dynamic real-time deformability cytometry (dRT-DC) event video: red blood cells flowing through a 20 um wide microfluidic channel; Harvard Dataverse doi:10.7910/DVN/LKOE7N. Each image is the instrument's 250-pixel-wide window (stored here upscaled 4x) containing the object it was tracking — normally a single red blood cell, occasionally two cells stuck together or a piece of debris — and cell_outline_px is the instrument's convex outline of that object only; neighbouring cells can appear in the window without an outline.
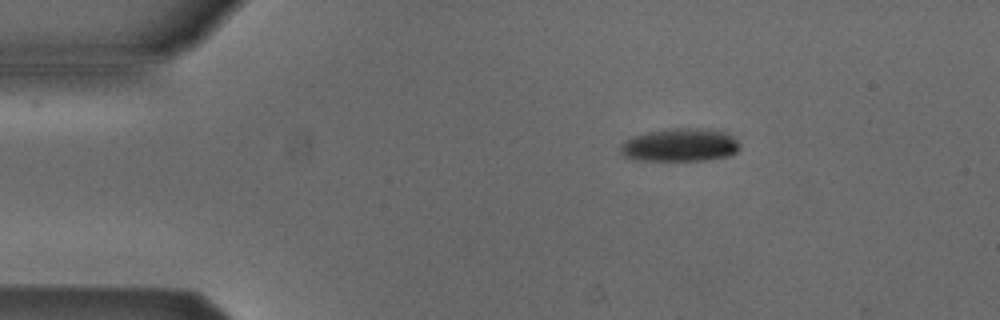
{"species": "Egyptian fruit bat (a non-hibernating species)", "species_latin": "Rousettus aegyptiacus", "temperature_condition": "cold", "stored_images_in_passage": 45, "camera_frame_rate_fps": 3000, "um_per_image_px": 0.085, "animal": {"sex": "male"}, "frame": {"image": 1, "passage_image": 1, "time_ms": 0.0, "image_size_px": [1000, 320], "cell_outline_px": [[740, 148], [732, 156], [708, 160], [636, 160], [624, 156], [620, 152], [620, 144], [632, 136], [648, 132], [676, 128], [712, 128], [724, 132], [732, 136], [740, 144]], "centroid_in_image_um": [57.83, 12.33], "position_along_channel_um": 27.2, "area_um2": 23.24}}
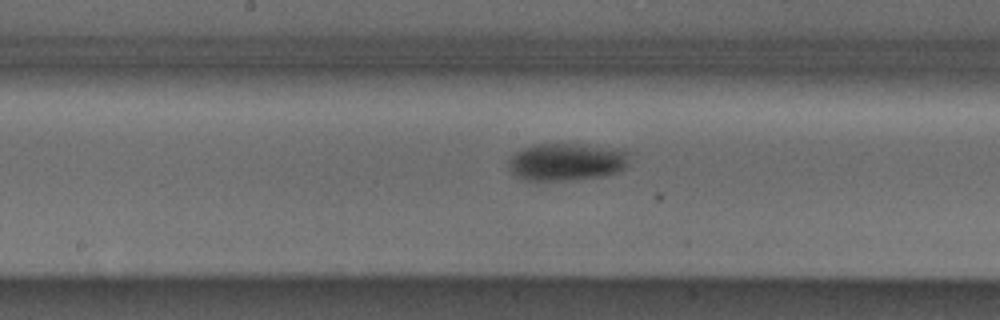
{"frame": {"image": 2, "passage_image": 19, "time_ms": 6.0, "image_size_px": [1000, 320], "cell_outline_px": [[628, 164], [624, 168], [616, 172], [600, 176], [568, 180], [528, 180], [516, 176], [508, 168], [508, 160], [516, 152], [524, 148], [536, 144], [576, 144], [624, 148], [628, 152]], "centroid_in_image_um": [48.18, 13.74], "position_along_channel_um": 200.0, "area_um2": 26.36}}
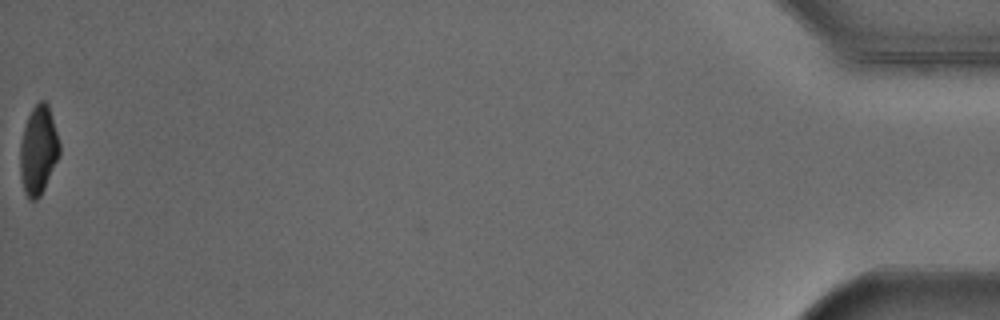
{"frame": {"image": 3, "passage_image": 45, "time_ms": 14.667, "image_size_px": [1000, 320], "cell_outline_px": [[60, 156], [40, 196], [36, 200], [28, 200], [24, 192], [20, 176], [20, 144], [24, 128], [28, 116], [32, 108], [40, 100], [44, 100], [48, 104], [60, 144]], "centroid_in_image_um": [3.26, 12.79], "position_along_channel_um": 431.9, "area_um2": 20.4}, "authors_computed_cell_mechanics": {"area_um2": 24.7962, "velocity_mm_per_s": 3.8921, "shape_relaxation_time_tau1_ms": 2.561, "shape_relaxation_time_tau2_ms": null, "deformation_change_tau1": 0.1074, "deformation_change_tau2": null}}